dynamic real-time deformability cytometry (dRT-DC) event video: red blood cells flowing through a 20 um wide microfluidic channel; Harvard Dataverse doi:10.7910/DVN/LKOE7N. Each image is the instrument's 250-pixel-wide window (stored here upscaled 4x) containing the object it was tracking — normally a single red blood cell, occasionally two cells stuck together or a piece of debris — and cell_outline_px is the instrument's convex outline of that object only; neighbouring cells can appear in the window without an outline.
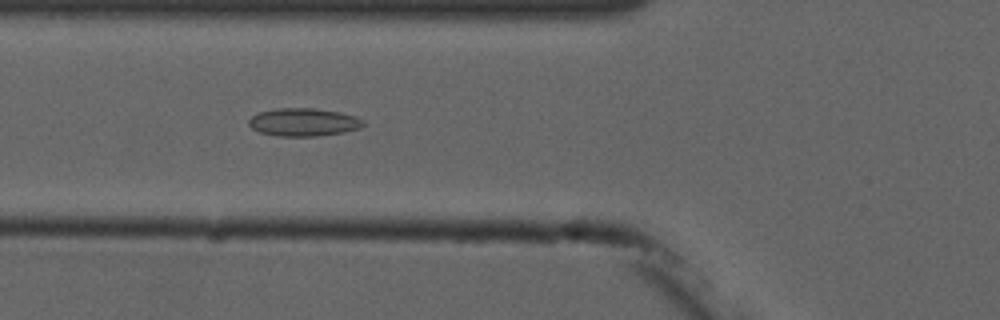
{"species": "common noctule bat (a hibernating species)", "species_latin": "Nyctalus noctula", "temperature_condition": "cold", "stored_images_in_passage": 3, "camera_frame_rate_fps": 3000, "um_per_image_px": 0.085, "animal": {"sex": "male", "forearm_length_mm": 52.5}, "frame": {"image": 1, "passage_image": 3, "time_ms": 2.333, "image_size_px": [1000, 320], "cell_outline_px": [[364, 124], [360, 128], [340, 132], [316, 136], [276, 136], [260, 132], [252, 128], [248, 124], [248, 120], [252, 116], [260, 112], [276, 108], [316, 108], [340, 112], [356, 116], [364, 120]], "centroid_in_image_um": [25.79, 10.37], "position_along_channel_um": 100.0, "area_um2": 18.61}}